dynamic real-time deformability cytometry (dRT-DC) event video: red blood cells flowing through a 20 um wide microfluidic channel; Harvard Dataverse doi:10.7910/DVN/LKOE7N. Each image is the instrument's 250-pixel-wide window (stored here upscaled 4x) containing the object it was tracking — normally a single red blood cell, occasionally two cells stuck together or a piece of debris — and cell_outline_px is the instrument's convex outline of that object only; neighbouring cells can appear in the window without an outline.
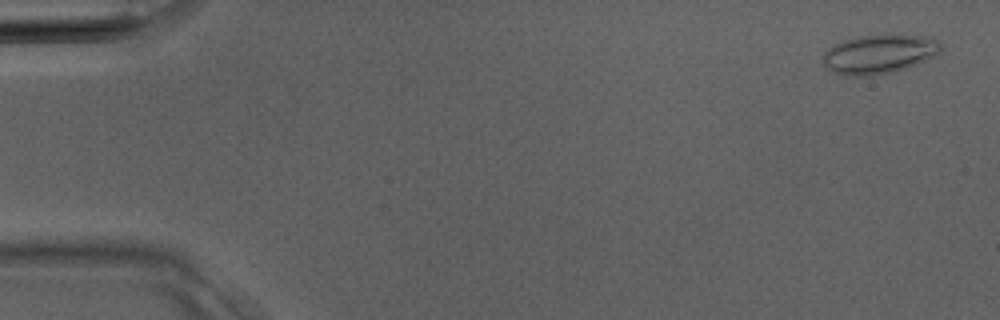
{"species": "Egyptian fruit bat (a non-hibernating species)", "species_latin": "Rousettus aegyptiacus", "temperature_condition": "room temperature", "stored_images_in_passage": 38, "camera_frame_rate_fps": 3000, "um_per_image_px": 0.085, "animal": {"sex": "male"}, "frame": {"image": 1, "passage_image": 2, "time_ms": 0.333, "image_size_px": [1000, 320], "cell_outline_px": [[940, 52], [916, 64], [904, 68], [888, 72], [868, 76], [848, 76], [832, 72], [824, 64], [824, 52], [828, 48], [844, 40], [860, 36], [924, 36], [940, 40]], "centroid_in_image_um": [74.69, 4.61], "position_along_channel_um": 10.3, "area_um2": 26.07}}
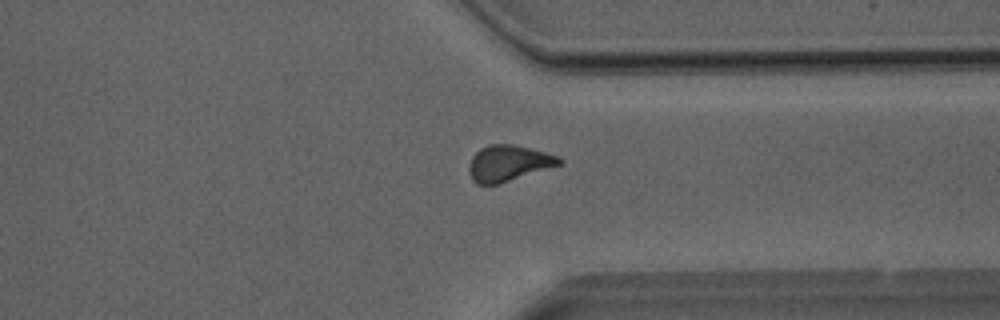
{"frame": {"image": 2, "passage_image": 29, "time_ms": 9.333, "image_size_px": [1000, 320], "cell_outline_px": [[564, 164], [500, 184], [476, 184], [472, 180], [468, 168], [468, 164], [472, 156], [480, 148], [488, 144], [512, 144], [560, 156], [564, 160]], "centroid_in_image_um": [43.24, 13.88], "position_along_channel_um": 368.2, "area_um2": 19.25}}
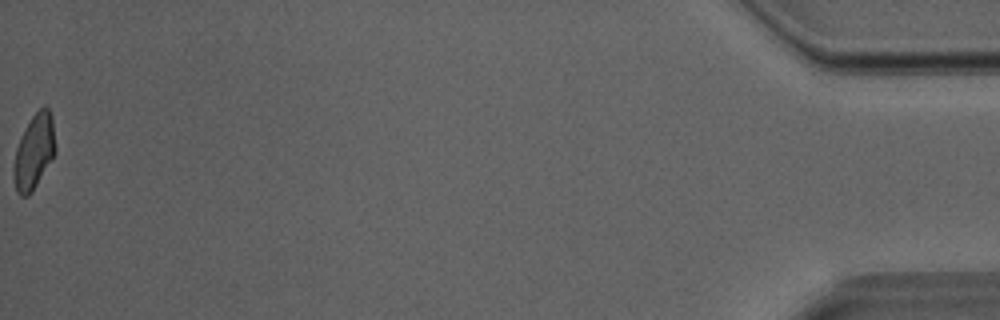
{"frame": {"image": 3, "passage_image": 38, "time_ms": 12.333, "image_size_px": [1000, 320], "cell_outline_px": [[56, 152], [32, 192], [28, 196], [20, 196], [16, 192], [12, 176], [12, 172], [16, 148], [20, 136], [32, 116], [44, 104], [48, 108], [52, 116], [56, 144]], "centroid_in_image_um": [2.89, 12.9], "position_along_channel_um": 432.3, "area_um2": 18.44}}